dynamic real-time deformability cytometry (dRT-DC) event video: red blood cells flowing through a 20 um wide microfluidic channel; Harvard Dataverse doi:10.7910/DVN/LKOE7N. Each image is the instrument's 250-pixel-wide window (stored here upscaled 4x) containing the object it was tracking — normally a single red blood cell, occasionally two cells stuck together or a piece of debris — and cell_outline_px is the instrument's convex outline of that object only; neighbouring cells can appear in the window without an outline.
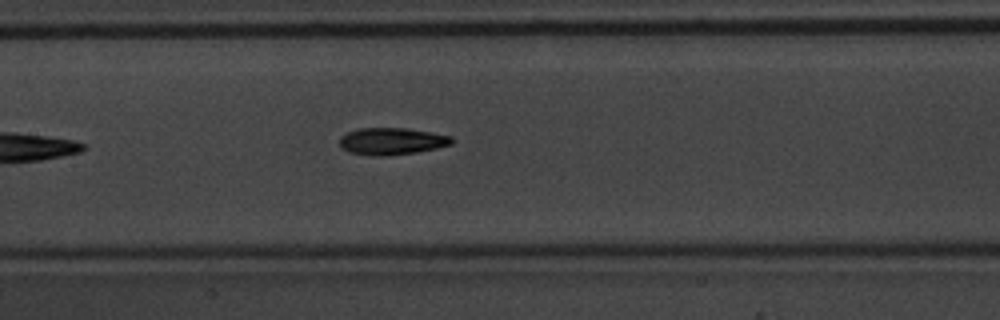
{"species": "common noctule bat (a hibernating species)", "species_latin": "Nyctalus noctula", "temperature_condition": "warm", "stored_images_in_passage": 5, "camera_frame_rate_fps": 3000, "um_per_image_px": 0.085, "animal": {"sex": "male", "body_mass_g": 20.1, "forearm_length_mm": 53.5}, "frame": {"image": 1, "passage_image": 5, "time_ms": 1.333, "image_size_px": [1000, 320], "cell_outline_px": [[452, 144], [436, 148], [416, 152], [380, 156], [372, 156], [348, 152], [340, 148], [340, 136], [344, 132], [356, 128], [408, 128], [432, 132], [452, 136]], "centroid_in_image_um": [33.24, 11.99], "position_along_channel_um": 174.2, "area_um2": 17.86}}